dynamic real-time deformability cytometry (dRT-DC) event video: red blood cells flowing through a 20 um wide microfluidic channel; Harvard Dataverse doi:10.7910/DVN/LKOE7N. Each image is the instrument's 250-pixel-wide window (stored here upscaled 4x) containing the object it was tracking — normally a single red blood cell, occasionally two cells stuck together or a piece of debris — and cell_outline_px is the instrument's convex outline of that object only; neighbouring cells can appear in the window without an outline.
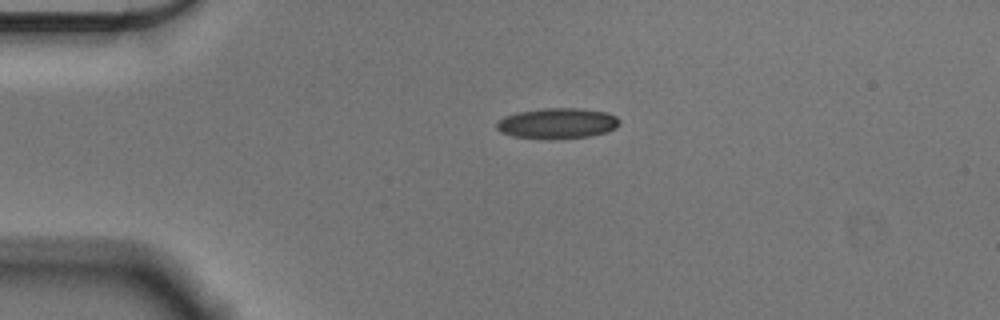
{"species": "Egyptian fruit bat (a non-hibernating species)", "species_latin": "Rousettus aegyptiacus", "temperature_condition": "cold", "stored_images_in_passage": 44, "camera_frame_rate_fps": 3000, "um_per_image_px": 0.085, "animal": {"sex": "male"}, "frame": {"image": 1, "passage_image": 1, "time_ms": 0.0, "image_size_px": [1000, 320], "cell_outline_px": [[620, 124], [616, 128], [608, 132], [592, 136], [556, 140], [544, 140], [512, 136], [500, 132], [496, 128], [496, 120], [504, 116], [516, 112], [544, 108], [580, 108], [608, 112], [616, 116], [620, 120]], "centroid_in_image_um": [47.37, 10.5], "position_along_channel_um": 37.6, "area_um2": 22.66}}
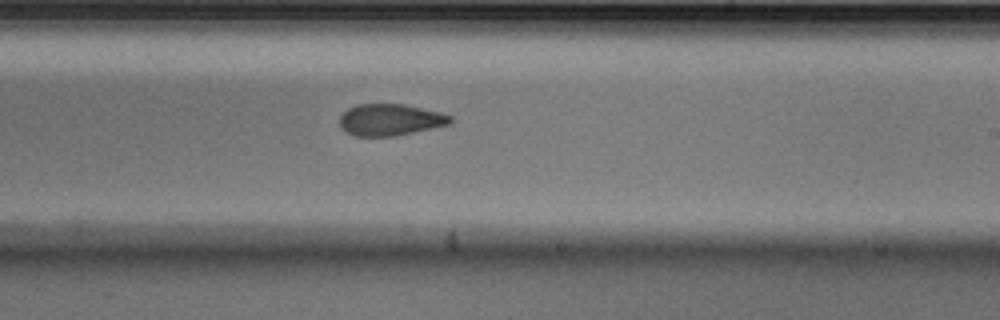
{"frame": {"image": 2, "passage_image": 22, "time_ms": 7.0, "image_size_px": [1000, 320], "cell_outline_px": [[452, 120], [448, 124], [412, 132], [392, 136], [356, 136], [344, 132], [340, 128], [340, 116], [348, 108], [356, 104], [404, 104], [440, 112], [452, 116]], "centroid_in_image_um": [33.11, 10.17], "position_along_channel_um": 255.9, "area_um2": 20.29}}
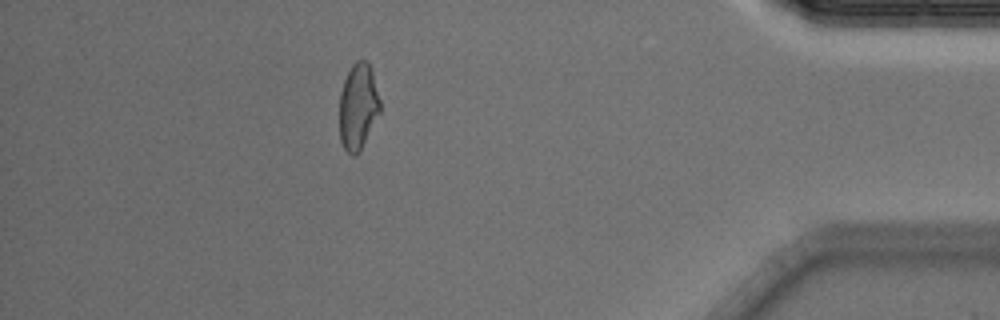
{"frame": {"image": 3, "passage_image": 38, "time_ms": 12.333, "image_size_px": [1000, 320], "cell_outline_px": [[380, 112], [360, 148], [352, 156], [344, 148], [340, 140], [340, 92], [344, 80], [352, 64], [356, 60], [368, 60], [372, 72], [380, 100]], "centroid_in_image_um": [30.43, 9.0], "position_along_channel_um": 404.8, "area_um2": 20.0}, "authors_computed_cell_mechanics": {"area_um2": 21.2993, "velocity_mm_per_s": 3.586, "shape_relaxation_time_tau1_ms": 7.6408, "shape_relaxation_time_tau2_ms": 2.9842, "deformation_change_tau1": 0.1679, "deformation_change_tau2": 0.0891}}